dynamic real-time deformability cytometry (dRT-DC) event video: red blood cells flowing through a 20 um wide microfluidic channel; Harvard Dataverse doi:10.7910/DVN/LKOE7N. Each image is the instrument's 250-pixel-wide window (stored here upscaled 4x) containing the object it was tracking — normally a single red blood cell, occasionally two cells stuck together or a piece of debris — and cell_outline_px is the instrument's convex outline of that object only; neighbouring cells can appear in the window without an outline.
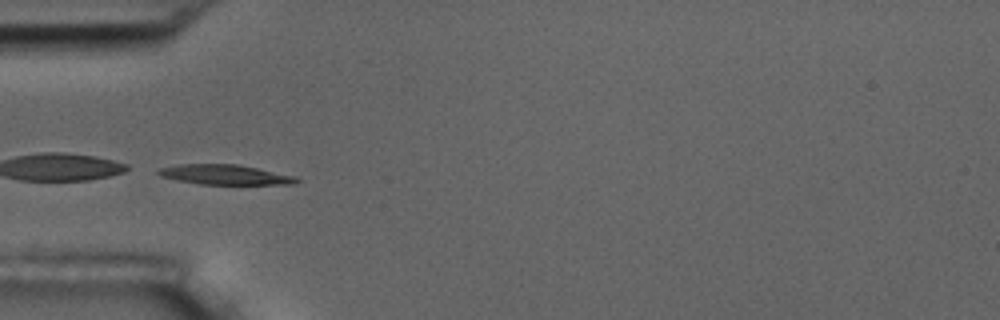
{"species": "common noctule bat (a hibernating species)", "species_latin": "Nyctalus noctula", "temperature_condition": "room temperature", "stored_images_in_passage": 6, "camera_frame_rate_fps": 3000, "um_per_image_px": 0.085, "animal": {"sex": "male", "body_mass_g": 17.5, "forearm_length_mm": 52.3}, "frame": {"image": 1, "passage_image": 5, "time_ms": 4.667, "image_size_px": [1000, 320], "cell_outline_px": [[300, 180], [296, 184], [200, 184], [176, 180], [160, 176], [156, 172], [156, 168], [180, 164], [236, 164], [296, 176]], "centroid_in_image_um": [19.08, 14.84], "position_along_channel_um": 65.9, "area_um2": 16.07}}